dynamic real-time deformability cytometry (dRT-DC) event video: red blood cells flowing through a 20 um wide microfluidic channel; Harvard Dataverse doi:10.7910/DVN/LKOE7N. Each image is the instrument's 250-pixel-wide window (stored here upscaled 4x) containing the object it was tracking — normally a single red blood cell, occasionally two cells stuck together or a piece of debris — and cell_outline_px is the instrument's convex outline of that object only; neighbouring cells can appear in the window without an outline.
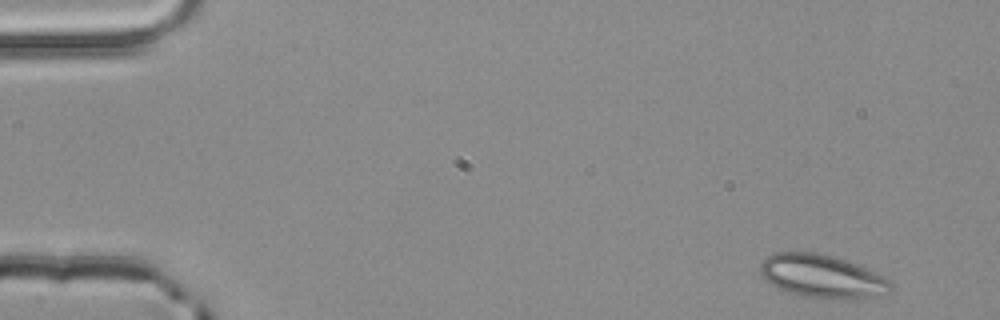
{"species": "common noctule bat (a hibernating species)", "species_latin": "Nyctalus noctula", "temperature_condition": "room temperature", "stored_images_in_passage": 3, "camera_frame_rate_fps": 3000, "um_per_image_px": 0.085, "animal": {"sex": "male", "body_mass_g": 20.4}, "frame": {"image": 1, "passage_image": 1, "time_ms": 0.0, "image_size_px": [1000, 320], "cell_outline_px": [[892, 288], [888, 292], [856, 300], [848, 300], [808, 296], [788, 292], [776, 288], [760, 276], [760, 264], [772, 252], [816, 252], [832, 256], [856, 264], [884, 276], [892, 284]], "centroid_in_image_um": [69.85, 23.48], "position_along_channel_um": 15.2, "area_um2": 32.77}}